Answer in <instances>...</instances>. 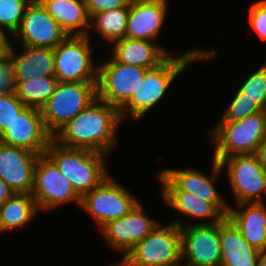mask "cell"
<instances>
[{
  "label": "cell",
  "instance_id": "3",
  "mask_svg": "<svg viewBox=\"0 0 266 266\" xmlns=\"http://www.w3.org/2000/svg\"><path fill=\"white\" fill-rule=\"evenodd\" d=\"M45 154L82 197L109 176L106 154L88 149L70 148L50 140Z\"/></svg>",
  "mask_w": 266,
  "mask_h": 266
},
{
  "label": "cell",
  "instance_id": "19",
  "mask_svg": "<svg viewBox=\"0 0 266 266\" xmlns=\"http://www.w3.org/2000/svg\"><path fill=\"white\" fill-rule=\"evenodd\" d=\"M157 42L123 37L112 43V57L127 65L152 69L163 63L171 54Z\"/></svg>",
  "mask_w": 266,
  "mask_h": 266
},
{
  "label": "cell",
  "instance_id": "11",
  "mask_svg": "<svg viewBox=\"0 0 266 266\" xmlns=\"http://www.w3.org/2000/svg\"><path fill=\"white\" fill-rule=\"evenodd\" d=\"M148 69L117 62L98 63L97 98L119 110L131 99Z\"/></svg>",
  "mask_w": 266,
  "mask_h": 266
},
{
  "label": "cell",
  "instance_id": "7",
  "mask_svg": "<svg viewBox=\"0 0 266 266\" xmlns=\"http://www.w3.org/2000/svg\"><path fill=\"white\" fill-rule=\"evenodd\" d=\"M88 35H68L54 48L55 77L58 82H97L98 64Z\"/></svg>",
  "mask_w": 266,
  "mask_h": 266
},
{
  "label": "cell",
  "instance_id": "10",
  "mask_svg": "<svg viewBox=\"0 0 266 266\" xmlns=\"http://www.w3.org/2000/svg\"><path fill=\"white\" fill-rule=\"evenodd\" d=\"M219 163L223 171L227 168L234 203L266 202V171L255 154L232 155Z\"/></svg>",
  "mask_w": 266,
  "mask_h": 266
},
{
  "label": "cell",
  "instance_id": "35",
  "mask_svg": "<svg viewBox=\"0 0 266 266\" xmlns=\"http://www.w3.org/2000/svg\"><path fill=\"white\" fill-rule=\"evenodd\" d=\"M8 34L12 36L8 31L0 28V57H5L10 54L13 39L8 37ZM12 40V41H11Z\"/></svg>",
  "mask_w": 266,
  "mask_h": 266
},
{
  "label": "cell",
  "instance_id": "23",
  "mask_svg": "<svg viewBox=\"0 0 266 266\" xmlns=\"http://www.w3.org/2000/svg\"><path fill=\"white\" fill-rule=\"evenodd\" d=\"M161 196L168 207L177 211V215L200 219L194 224H214L221 222L225 216L210 202L183 190H161Z\"/></svg>",
  "mask_w": 266,
  "mask_h": 266
},
{
  "label": "cell",
  "instance_id": "2",
  "mask_svg": "<svg viewBox=\"0 0 266 266\" xmlns=\"http://www.w3.org/2000/svg\"><path fill=\"white\" fill-rule=\"evenodd\" d=\"M190 49L177 56L175 53L171 54L159 66L146 71L131 99L120 109L122 120H125L127 114L132 121L142 120L165 97L176 78L190 64L201 60L211 61L217 55L213 48L210 50L205 47Z\"/></svg>",
  "mask_w": 266,
  "mask_h": 266
},
{
  "label": "cell",
  "instance_id": "33",
  "mask_svg": "<svg viewBox=\"0 0 266 266\" xmlns=\"http://www.w3.org/2000/svg\"><path fill=\"white\" fill-rule=\"evenodd\" d=\"M16 92L13 64L10 54L0 57V94Z\"/></svg>",
  "mask_w": 266,
  "mask_h": 266
},
{
  "label": "cell",
  "instance_id": "16",
  "mask_svg": "<svg viewBox=\"0 0 266 266\" xmlns=\"http://www.w3.org/2000/svg\"><path fill=\"white\" fill-rule=\"evenodd\" d=\"M52 138L44 126L41 110L26 106L0 135V142L41 155Z\"/></svg>",
  "mask_w": 266,
  "mask_h": 266
},
{
  "label": "cell",
  "instance_id": "1",
  "mask_svg": "<svg viewBox=\"0 0 266 266\" xmlns=\"http://www.w3.org/2000/svg\"><path fill=\"white\" fill-rule=\"evenodd\" d=\"M122 122L118 108L97 98L64 124L53 135V139L66 147L108 155L117 143Z\"/></svg>",
  "mask_w": 266,
  "mask_h": 266
},
{
  "label": "cell",
  "instance_id": "14",
  "mask_svg": "<svg viewBox=\"0 0 266 266\" xmlns=\"http://www.w3.org/2000/svg\"><path fill=\"white\" fill-rule=\"evenodd\" d=\"M159 223L160 221L150 218L145 213L144 207L139 201L129 213L106 223L100 229V233L111 250H117L123 254L121 260L135 244L142 241Z\"/></svg>",
  "mask_w": 266,
  "mask_h": 266
},
{
  "label": "cell",
  "instance_id": "13",
  "mask_svg": "<svg viewBox=\"0 0 266 266\" xmlns=\"http://www.w3.org/2000/svg\"><path fill=\"white\" fill-rule=\"evenodd\" d=\"M172 221L180 226L181 258L185 266H220V222L214 224H187L181 217Z\"/></svg>",
  "mask_w": 266,
  "mask_h": 266
},
{
  "label": "cell",
  "instance_id": "38",
  "mask_svg": "<svg viewBox=\"0 0 266 266\" xmlns=\"http://www.w3.org/2000/svg\"><path fill=\"white\" fill-rule=\"evenodd\" d=\"M258 266H266V246L259 250Z\"/></svg>",
  "mask_w": 266,
  "mask_h": 266
},
{
  "label": "cell",
  "instance_id": "25",
  "mask_svg": "<svg viewBox=\"0 0 266 266\" xmlns=\"http://www.w3.org/2000/svg\"><path fill=\"white\" fill-rule=\"evenodd\" d=\"M38 211L31 193H14L0 206V234L28 225Z\"/></svg>",
  "mask_w": 266,
  "mask_h": 266
},
{
  "label": "cell",
  "instance_id": "12",
  "mask_svg": "<svg viewBox=\"0 0 266 266\" xmlns=\"http://www.w3.org/2000/svg\"><path fill=\"white\" fill-rule=\"evenodd\" d=\"M31 195L40 212L52 211L69 202L79 206L81 203V197L73 185L46 154L38 157Z\"/></svg>",
  "mask_w": 266,
  "mask_h": 266
},
{
  "label": "cell",
  "instance_id": "6",
  "mask_svg": "<svg viewBox=\"0 0 266 266\" xmlns=\"http://www.w3.org/2000/svg\"><path fill=\"white\" fill-rule=\"evenodd\" d=\"M97 99V82H58L41 107L46 130L53 136L64 124Z\"/></svg>",
  "mask_w": 266,
  "mask_h": 266
},
{
  "label": "cell",
  "instance_id": "28",
  "mask_svg": "<svg viewBox=\"0 0 266 266\" xmlns=\"http://www.w3.org/2000/svg\"><path fill=\"white\" fill-rule=\"evenodd\" d=\"M227 106L216 124H229L237 122L245 117L262 111L263 109L252 99L245 97V94L237 89L236 94Z\"/></svg>",
  "mask_w": 266,
  "mask_h": 266
},
{
  "label": "cell",
  "instance_id": "17",
  "mask_svg": "<svg viewBox=\"0 0 266 266\" xmlns=\"http://www.w3.org/2000/svg\"><path fill=\"white\" fill-rule=\"evenodd\" d=\"M40 154L0 142V178L15 193H31Z\"/></svg>",
  "mask_w": 266,
  "mask_h": 266
},
{
  "label": "cell",
  "instance_id": "8",
  "mask_svg": "<svg viewBox=\"0 0 266 266\" xmlns=\"http://www.w3.org/2000/svg\"><path fill=\"white\" fill-rule=\"evenodd\" d=\"M139 202L112 175L81 197L80 208L91 216L99 230L108 222L123 217Z\"/></svg>",
  "mask_w": 266,
  "mask_h": 266
},
{
  "label": "cell",
  "instance_id": "21",
  "mask_svg": "<svg viewBox=\"0 0 266 266\" xmlns=\"http://www.w3.org/2000/svg\"><path fill=\"white\" fill-rule=\"evenodd\" d=\"M12 44L10 58L15 81H26L37 77L55 76L54 49L48 47L23 46L20 53Z\"/></svg>",
  "mask_w": 266,
  "mask_h": 266
},
{
  "label": "cell",
  "instance_id": "15",
  "mask_svg": "<svg viewBox=\"0 0 266 266\" xmlns=\"http://www.w3.org/2000/svg\"><path fill=\"white\" fill-rule=\"evenodd\" d=\"M68 34L47 12L40 0H31L22 23L13 35L23 46L55 48ZM20 38V39H19Z\"/></svg>",
  "mask_w": 266,
  "mask_h": 266
},
{
  "label": "cell",
  "instance_id": "18",
  "mask_svg": "<svg viewBox=\"0 0 266 266\" xmlns=\"http://www.w3.org/2000/svg\"><path fill=\"white\" fill-rule=\"evenodd\" d=\"M168 0H131L125 37L156 42L168 16Z\"/></svg>",
  "mask_w": 266,
  "mask_h": 266
},
{
  "label": "cell",
  "instance_id": "30",
  "mask_svg": "<svg viewBox=\"0 0 266 266\" xmlns=\"http://www.w3.org/2000/svg\"><path fill=\"white\" fill-rule=\"evenodd\" d=\"M238 89L266 110V62L251 73Z\"/></svg>",
  "mask_w": 266,
  "mask_h": 266
},
{
  "label": "cell",
  "instance_id": "29",
  "mask_svg": "<svg viewBox=\"0 0 266 266\" xmlns=\"http://www.w3.org/2000/svg\"><path fill=\"white\" fill-rule=\"evenodd\" d=\"M31 0H0V28L12 36L18 31Z\"/></svg>",
  "mask_w": 266,
  "mask_h": 266
},
{
  "label": "cell",
  "instance_id": "5",
  "mask_svg": "<svg viewBox=\"0 0 266 266\" xmlns=\"http://www.w3.org/2000/svg\"><path fill=\"white\" fill-rule=\"evenodd\" d=\"M160 222L142 241H139L118 266H183L180 226Z\"/></svg>",
  "mask_w": 266,
  "mask_h": 266
},
{
  "label": "cell",
  "instance_id": "37",
  "mask_svg": "<svg viewBox=\"0 0 266 266\" xmlns=\"http://www.w3.org/2000/svg\"><path fill=\"white\" fill-rule=\"evenodd\" d=\"M15 192L0 178V206Z\"/></svg>",
  "mask_w": 266,
  "mask_h": 266
},
{
  "label": "cell",
  "instance_id": "27",
  "mask_svg": "<svg viewBox=\"0 0 266 266\" xmlns=\"http://www.w3.org/2000/svg\"><path fill=\"white\" fill-rule=\"evenodd\" d=\"M16 95L27 106L41 109L56 89L55 76L37 77L26 81H15Z\"/></svg>",
  "mask_w": 266,
  "mask_h": 266
},
{
  "label": "cell",
  "instance_id": "32",
  "mask_svg": "<svg viewBox=\"0 0 266 266\" xmlns=\"http://www.w3.org/2000/svg\"><path fill=\"white\" fill-rule=\"evenodd\" d=\"M248 20L260 40L266 42V0H255L249 6Z\"/></svg>",
  "mask_w": 266,
  "mask_h": 266
},
{
  "label": "cell",
  "instance_id": "31",
  "mask_svg": "<svg viewBox=\"0 0 266 266\" xmlns=\"http://www.w3.org/2000/svg\"><path fill=\"white\" fill-rule=\"evenodd\" d=\"M25 107L15 92L0 94V135Z\"/></svg>",
  "mask_w": 266,
  "mask_h": 266
},
{
  "label": "cell",
  "instance_id": "22",
  "mask_svg": "<svg viewBox=\"0 0 266 266\" xmlns=\"http://www.w3.org/2000/svg\"><path fill=\"white\" fill-rule=\"evenodd\" d=\"M220 248V266H258L259 250L244 239L228 217L220 222Z\"/></svg>",
  "mask_w": 266,
  "mask_h": 266
},
{
  "label": "cell",
  "instance_id": "4",
  "mask_svg": "<svg viewBox=\"0 0 266 266\" xmlns=\"http://www.w3.org/2000/svg\"><path fill=\"white\" fill-rule=\"evenodd\" d=\"M209 131L216 161L237 154H255L266 137V110L259 111L237 122L215 124Z\"/></svg>",
  "mask_w": 266,
  "mask_h": 266
},
{
  "label": "cell",
  "instance_id": "24",
  "mask_svg": "<svg viewBox=\"0 0 266 266\" xmlns=\"http://www.w3.org/2000/svg\"><path fill=\"white\" fill-rule=\"evenodd\" d=\"M47 12L68 35H88L90 17L85 0H40Z\"/></svg>",
  "mask_w": 266,
  "mask_h": 266
},
{
  "label": "cell",
  "instance_id": "36",
  "mask_svg": "<svg viewBox=\"0 0 266 266\" xmlns=\"http://www.w3.org/2000/svg\"><path fill=\"white\" fill-rule=\"evenodd\" d=\"M255 155H256L260 165L266 171V137L257 147Z\"/></svg>",
  "mask_w": 266,
  "mask_h": 266
},
{
  "label": "cell",
  "instance_id": "20",
  "mask_svg": "<svg viewBox=\"0 0 266 266\" xmlns=\"http://www.w3.org/2000/svg\"><path fill=\"white\" fill-rule=\"evenodd\" d=\"M234 206L230 205L227 217L251 246L263 249L266 246V202L239 203Z\"/></svg>",
  "mask_w": 266,
  "mask_h": 266
},
{
  "label": "cell",
  "instance_id": "26",
  "mask_svg": "<svg viewBox=\"0 0 266 266\" xmlns=\"http://www.w3.org/2000/svg\"><path fill=\"white\" fill-rule=\"evenodd\" d=\"M129 5L95 14L90 19V30L103 37L108 43L125 37Z\"/></svg>",
  "mask_w": 266,
  "mask_h": 266
},
{
  "label": "cell",
  "instance_id": "34",
  "mask_svg": "<svg viewBox=\"0 0 266 266\" xmlns=\"http://www.w3.org/2000/svg\"><path fill=\"white\" fill-rule=\"evenodd\" d=\"M85 3L91 19L95 14L126 7L131 3V0H85Z\"/></svg>",
  "mask_w": 266,
  "mask_h": 266
},
{
  "label": "cell",
  "instance_id": "9",
  "mask_svg": "<svg viewBox=\"0 0 266 266\" xmlns=\"http://www.w3.org/2000/svg\"><path fill=\"white\" fill-rule=\"evenodd\" d=\"M211 166V176L209 177L193 167L164 168L158 173V179L162 183L161 190H183L197 195L206 202L212 203L227 217L230 205L218 192L219 189L215 187L217 177L219 178L223 170L220 163L214 158L211 161Z\"/></svg>",
  "mask_w": 266,
  "mask_h": 266
}]
</instances>
